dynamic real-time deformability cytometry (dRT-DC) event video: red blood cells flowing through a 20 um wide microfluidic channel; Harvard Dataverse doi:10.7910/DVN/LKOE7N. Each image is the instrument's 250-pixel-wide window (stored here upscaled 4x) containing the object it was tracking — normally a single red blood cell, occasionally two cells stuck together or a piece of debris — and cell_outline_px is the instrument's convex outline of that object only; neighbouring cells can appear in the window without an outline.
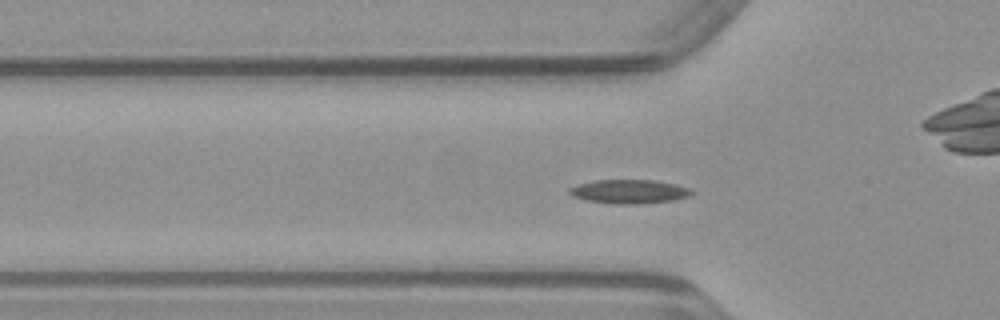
{"species": "common noctule bat (a hibernating species)", "species_latin": "Nyctalus noctula", "temperature_condition": "warm", "stored_images_in_passage": 51, "camera_frame_rate_fps": 3000, "um_per_image_px": 0.085, "animal": {"sex": "male", "body_mass_g": 23.1, "forearm_length_mm": 52.7}, "frame": {"image": 1, "passage_image": 16, "time_ms": 5.0, "image_size_px": [1000, 320], "cell_outline_px": [[692, 192], [688, 196], [672, 200], [636, 204], [616, 204], [588, 200], [572, 196], [568, 192], [568, 188], [592, 180], [652, 180], [676, 184], [688, 188]], "centroid_in_image_um": [53.43, 16.27], "position_along_channel_um": 72.4, "area_um2": 16.76}}
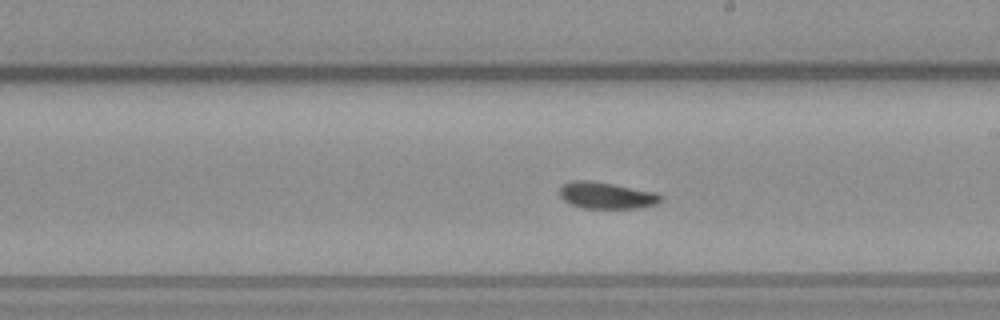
{"frame": {"image": 2, "passage_image": 28, "time_ms": 9.0, "image_size_px": [1000, 320], "cell_outline_px": [[664, 200], [656, 204], [640, 208], [584, 208], [572, 204], [564, 200], [560, 196], [560, 188], [568, 180], [592, 180], [656, 192]], "centroid_in_image_um": [51.56, 16.6], "position_along_channel_um": 237.4, "area_um2": 15.72}}
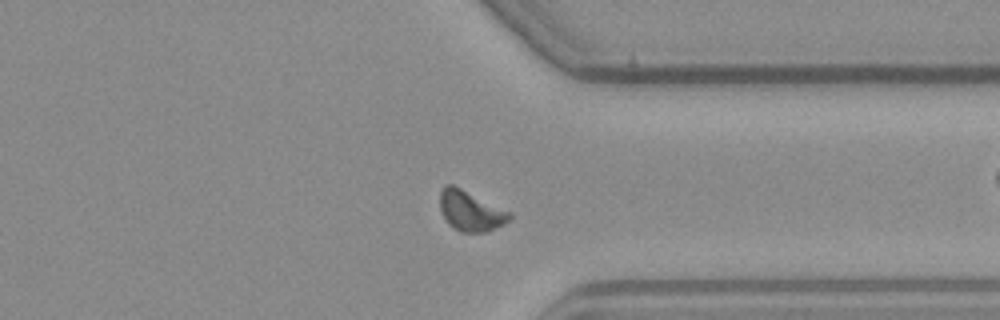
{"frame": {"image": 3, "passage_image": 38, "time_ms": 12.333, "image_size_px": [1000, 320], "cell_outline_px": [[512, 216], [504, 224], [488, 232], [460, 232], [448, 224], [440, 208], [440, 192], [444, 184], [452, 184], [512, 212]], "centroid_in_image_um": [40.01, 17.93], "position_along_channel_um": 371.4, "area_um2": 16.36}}